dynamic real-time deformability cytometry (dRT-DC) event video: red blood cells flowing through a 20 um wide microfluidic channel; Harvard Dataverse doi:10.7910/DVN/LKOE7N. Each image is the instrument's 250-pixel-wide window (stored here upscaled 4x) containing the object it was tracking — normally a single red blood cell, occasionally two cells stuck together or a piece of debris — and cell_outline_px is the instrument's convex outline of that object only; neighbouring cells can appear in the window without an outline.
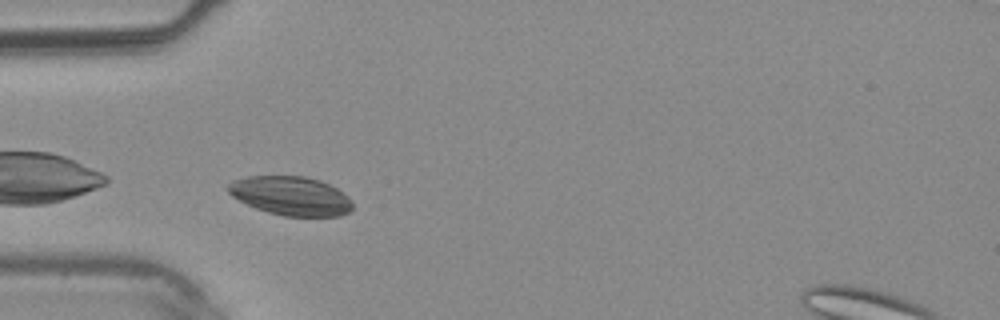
{"species": "common noctule bat (a hibernating species)", "species_latin": "Nyctalus noctula", "temperature_condition": "warm", "stored_images_in_passage": 25, "camera_frame_rate_fps": 3000, "um_per_image_px": 0.085, "animal": {"sex": "male", "body_mass_g": 20.4}, "frame": {"image": 1, "passage_image": 1, "time_ms": 0.0, "image_size_px": [1000, 320], "cell_outline_px": [[352, 208], [348, 212], [340, 216], [284, 216], [268, 212], [256, 208], [232, 196], [228, 192], [228, 184], [232, 180], [248, 176], [304, 176], [320, 180], [336, 188], [348, 196], [352, 200]], "centroid_in_image_um": [24.73, 16.64], "position_along_channel_um": 60.3, "area_um2": 28.15}}
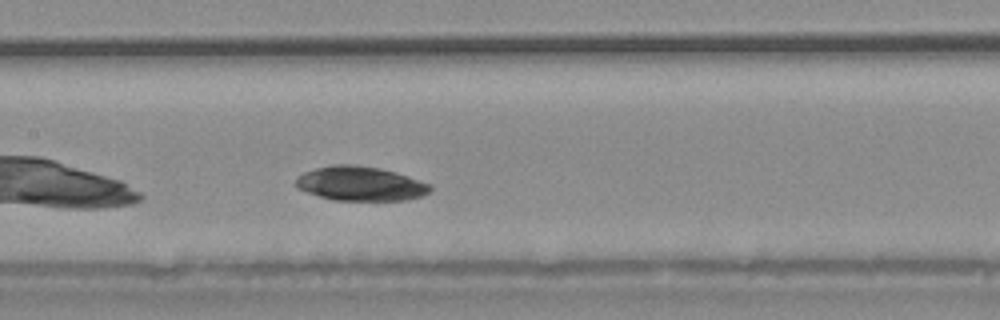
{"frame": {"image": 2, "passage_image": 8, "time_ms": 2.333, "image_size_px": [1000, 320], "cell_outline_px": [[432, 188], [428, 192], [420, 196], [404, 200], [336, 200], [320, 196], [296, 188], [296, 180], [304, 172], [316, 168], [332, 164], [352, 164], [380, 168], [396, 172], [432, 184]], "centroid_in_image_um": [30.65, 15.6], "position_along_channel_um": 176.7, "area_um2": 26.7}}